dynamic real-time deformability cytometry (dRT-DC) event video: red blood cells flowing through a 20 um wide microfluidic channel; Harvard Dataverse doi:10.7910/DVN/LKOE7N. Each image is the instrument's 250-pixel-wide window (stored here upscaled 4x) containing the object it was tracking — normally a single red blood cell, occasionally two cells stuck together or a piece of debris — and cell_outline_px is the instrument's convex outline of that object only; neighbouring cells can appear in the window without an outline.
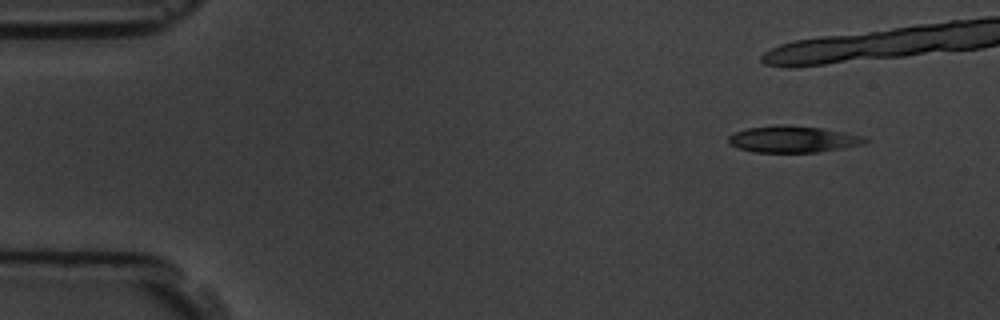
{"species": "common noctule bat (a hibernating species)", "species_latin": "Nyctalus noctula", "temperature_condition": "room temperature", "stored_images_in_passage": 7, "camera_frame_rate_fps": 3000, "um_per_image_px": 0.085, "animal": {"sex": "male", "body_mass_g": 19.5, "forearm_length_mm": 54.6}, "frame": {"image": 1, "passage_image": 1, "time_ms": 0.0, "image_size_px": [1000, 320], "cell_outline_px": [[868, 140], [864, 144], [816, 152], [752, 152], [728, 144], [728, 136], [736, 132], [748, 128], [780, 124], [820, 128], [844, 132], [864, 136]], "centroid_in_image_um": [67.38, 11.83], "position_along_channel_um": 17.6, "area_um2": 20.92}}